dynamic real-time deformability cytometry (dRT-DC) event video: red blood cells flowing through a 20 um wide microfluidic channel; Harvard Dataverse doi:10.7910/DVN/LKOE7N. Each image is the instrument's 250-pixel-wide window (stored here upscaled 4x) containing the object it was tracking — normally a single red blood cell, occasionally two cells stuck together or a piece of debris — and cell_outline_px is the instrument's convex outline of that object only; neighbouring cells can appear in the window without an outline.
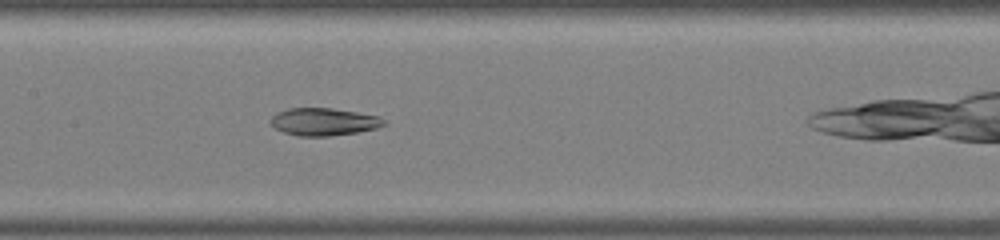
{"species": "common noctule bat (a hibernating species)", "species_latin": "Nyctalus noctula", "temperature_condition": "warm", "stored_images_in_passage": 44, "camera_frame_rate_fps": 3000, "um_per_image_px": 0.085, "animal": {"sex": "male", "body_mass_g": 19.0, "forearm_length_mm": 50.8}, "frame": {"image": 1, "passage_image": 18, "time_ms": 5.667, "image_size_px": [1000, 240], "cell_outline_px": [[388, 124], [376, 128], [356, 132], [328, 136], [300, 136], [284, 132], [276, 128], [268, 120], [276, 112], [288, 108], [332, 108], [356, 112], [376, 116], [388, 120]], "centroid_in_image_um": [27.52, 10.34], "position_along_channel_um": 179.9, "area_um2": 18.15}}
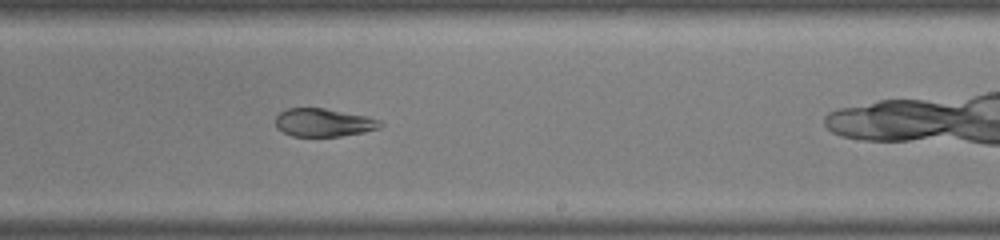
{"frame": {"image": 2, "passage_image": 24, "time_ms": 7.667, "image_size_px": [1000, 240], "cell_outline_px": [[384, 124], [380, 128], [364, 132], [340, 136], [292, 136], [276, 128], [276, 116], [280, 112], [288, 108], [324, 108], [368, 116], [380, 120]], "centroid_in_image_um": [27.53, 10.41], "position_along_channel_um": 261.5, "area_um2": 17.22}}
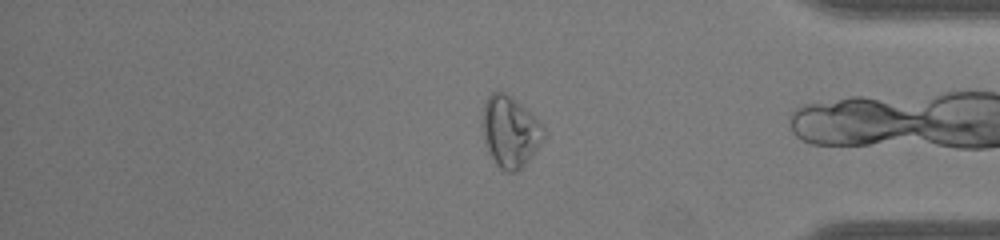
{"frame": {"image": 3, "passage_image": 35, "time_ms": 11.333, "image_size_px": [1000, 240], "cell_outline_px": [[544, 136], [540, 144], [532, 156], [516, 172], [508, 172], [500, 168], [496, 164], [488, 152], [484, 144], [480, 124], [484, 104], [488, 96], [492, 92], [504, 92], [520, 104], [544, 124]], "centroid_in_image_um": [43.32, 11.19], "position_along_channel_um": 391.9, "area_um2": 25.55}, "authors_computed_cell_mechanics": {"area_um2": 23.8425, "velocity_mm_per_s": 4.0962, "shape_relaxation_time_tau1_ms": null, "shape_relaxation_time_tau2_ms": 2.4207, "deformation_change_tau1": null, "deformation_change_tau2": 0.0899}}